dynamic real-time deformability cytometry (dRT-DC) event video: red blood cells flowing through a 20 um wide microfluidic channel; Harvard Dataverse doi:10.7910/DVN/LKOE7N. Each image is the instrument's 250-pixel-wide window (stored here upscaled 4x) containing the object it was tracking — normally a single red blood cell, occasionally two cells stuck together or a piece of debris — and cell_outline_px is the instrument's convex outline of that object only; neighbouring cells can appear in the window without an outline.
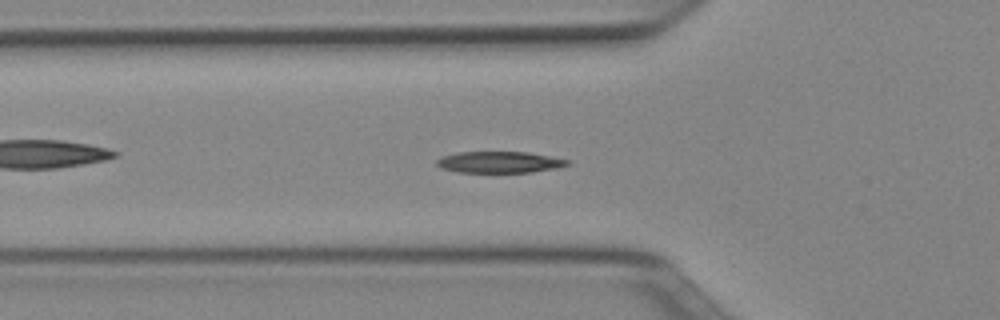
{"species": "Egyptian fruit bat (a non-hibernating species)", "species_latin": "Rousettus aegyptiacus", "temperature_condition": "cold", "stored_images_in_passage": 52, "segment_of_instrument_passage": [1, 2], "camera_frame_rate_fps": 3000, "um_per_image_px": 0.085, "animal": {"sex": "female"}, "frame": {"image": 1, "passage_image": 17, "time_ms": 5.333, "image_size_px": [1000, 320], "cell_outline_px": [[572, 164], [560, 168], [532, 172], [456, 172], [440, 168], [436, 164], [436, 160], [440, 156], [456, 152], [528, 152], [568, 160]], "centroid_in_image_um": [42.43, 13.78], "position_along_channel_um": 83.4, "area_um2": 16.47}}
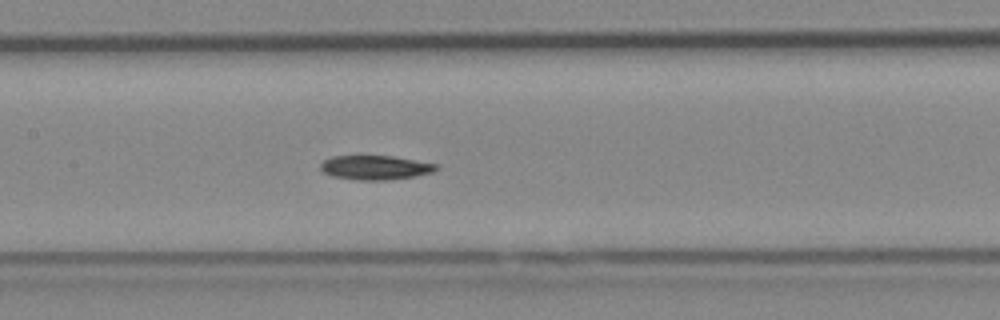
{"frame": {"image": 2, "passage_image": 24, "time_ms": 7.667, "image_size_px": [1000, 320], "cell_outline_px": [[440, 168], [432, 172], [412, 176], [388, 180], [356, 180], [332, 176], [324, 172], [320, 168], [320, 164], [324, 160], [332, 156], [392, 156], [440, 164]], "centroid_in_image_um": [31.91, 14.24], "position_along_channel_um": 175.5, "area_um2": 16.36}}
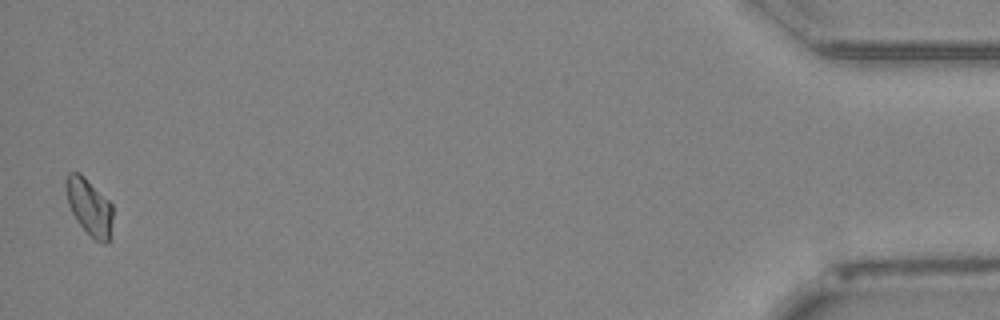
{"frame": {"image": 3, "passage_image": 50, "time_ms": 16.333, "image_size_px": [1000, 320], "cell_outline_px": [[112, 216], [108, 244], [100, 244], [76, 220], [68, 204], [64, 188], [64, 180], [68, 172], [80, 172], [112, 204]], "centroid_in_image_um": [7.55, 17.55], "position_along_channel_um": 427.6, "area_um2": 15.43}}